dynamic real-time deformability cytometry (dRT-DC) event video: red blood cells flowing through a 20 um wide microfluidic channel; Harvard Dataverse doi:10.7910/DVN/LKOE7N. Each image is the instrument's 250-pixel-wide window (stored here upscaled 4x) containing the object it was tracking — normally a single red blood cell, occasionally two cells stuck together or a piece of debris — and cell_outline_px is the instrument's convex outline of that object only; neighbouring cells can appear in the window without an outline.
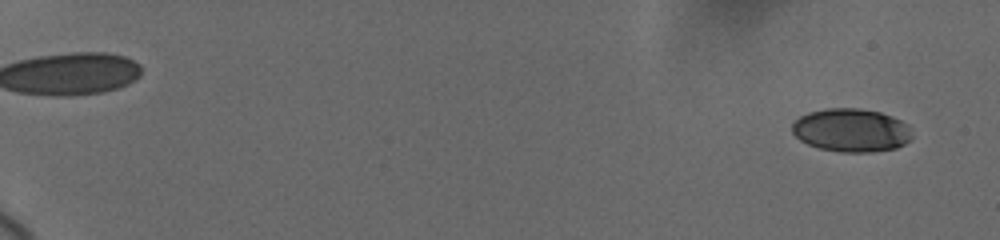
{"species": "human", "species_latin": "Homo sapiens", "temperature_condition": "cold", "stored_images_in_passage": 28, "camera_frame_rate_fps": 3000, "um_per_image_px": 0.085, "donor": {"sex": "female"}, "frame": {"image": 1, "passage_image": 2, "time_ms": 0.667, "image_size_px": [1000, 240], "cell_outline_px": [[912, 140], [896, 148], [872, 152], [840, 152], [820, 148], [808, 144], [800, 140], [792, 132], [792, 124], [800, 116], [808, 112], [828, 108], [860, 108], [880, 112], [892, 116], [908, 124], [912, 136]], "centroid_in_image_um": [72.37, 11.07], "position_along_channel_um": 12.6, "area_um2": 30.4}}
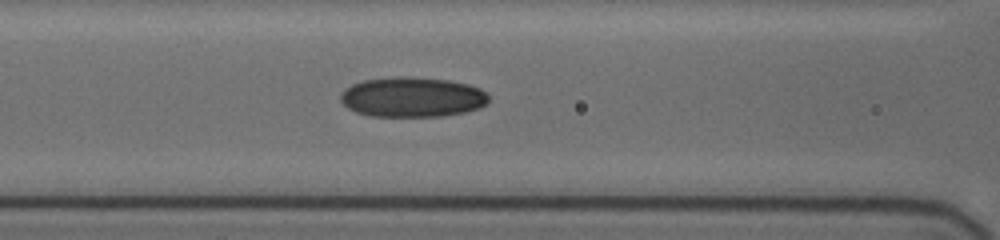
{"frame": {"image": 2, "passage_image": 17, "time_ms": 9.333, "image_size_px": [1000, 240], "cell_outline_px": [[488, 100], [480, 108], [464, 112], [440, 116], [368, 116], [356, 112], [348, 108], [340, 100], [340, 92], [344, 88], [352, 84], [364, 80], [400, 76], [408, 76], [448, 80], [468, 84], [480, 88], [488, 96]], "centroid_in_image_um": [35.0, 8.25], "position_along_channel_um": 131.6, "area_um2": 34.56}}
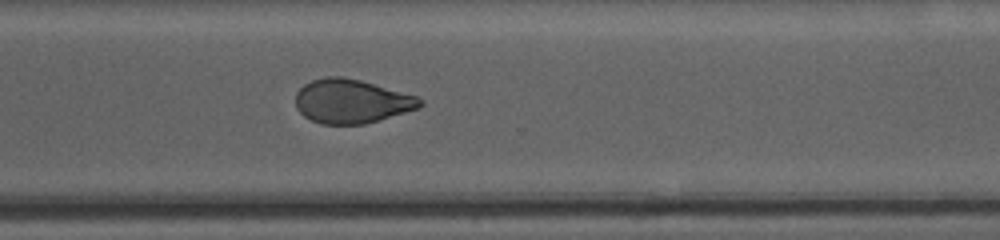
{"frame": {"image": 3, "passage_image": 28, "time_ms": 15.0, "image_size_px": [1000, 240], "cell_outline_px": [[424, 104], [420, 108], [364, 124], [320, 124], [304, 116], [296, 108], [296, 92], [304, 84], [312, 80], [328, 76], [340, 76], [360, 80], [416, 96], [424, 100]], "centroid_in_image_um": [29.87, 8.61], "position_along_channel_um": 340.7, "area_um2": 31.79}}